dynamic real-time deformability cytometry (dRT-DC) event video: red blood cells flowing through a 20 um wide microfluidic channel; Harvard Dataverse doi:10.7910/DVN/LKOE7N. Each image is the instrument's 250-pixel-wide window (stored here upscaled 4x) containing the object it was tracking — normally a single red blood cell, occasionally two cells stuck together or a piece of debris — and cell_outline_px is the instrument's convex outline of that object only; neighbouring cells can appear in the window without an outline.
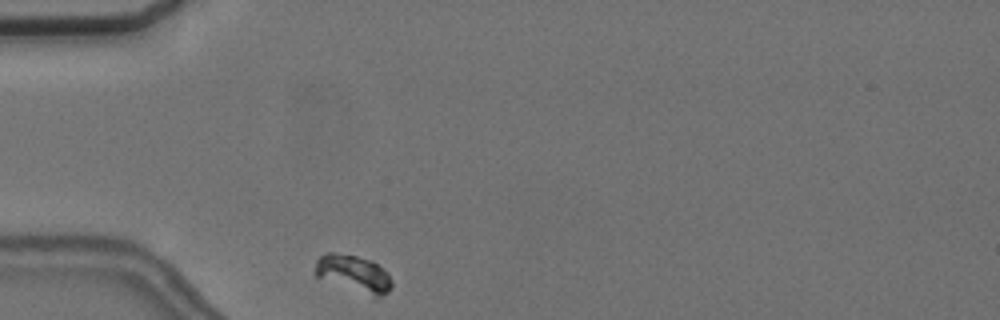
{"species": "common noctule bat (a hibernating species)", "species_latin": "Nyctalus noctula", "temperature_condition": "cold", "stored_images_in_passage": 4, "camera_frame_rate_fps": 3000, "um_per_image_px": 0.085, "animal": {"sex": "female", "body_mass_g": 24.6, "forearm_length_mm": 56.2}, "frame": {"image": 1, "passage_image": 1, "time_ms": 0.0, "image_size_px": [1000, 320], "cell_outline_px": [[392, 284], [388, 292], [376, 300], [372, 300], [316, 276], [316, 260], [320, 256], [328, 252], [332, 252], [356, 256], [372, 260], [388, 272], [392, 280]], "centroid_in_image_um": [30.12, 23.32], "position_along_channel_um": 54.9, "area_um2": 17.17}}